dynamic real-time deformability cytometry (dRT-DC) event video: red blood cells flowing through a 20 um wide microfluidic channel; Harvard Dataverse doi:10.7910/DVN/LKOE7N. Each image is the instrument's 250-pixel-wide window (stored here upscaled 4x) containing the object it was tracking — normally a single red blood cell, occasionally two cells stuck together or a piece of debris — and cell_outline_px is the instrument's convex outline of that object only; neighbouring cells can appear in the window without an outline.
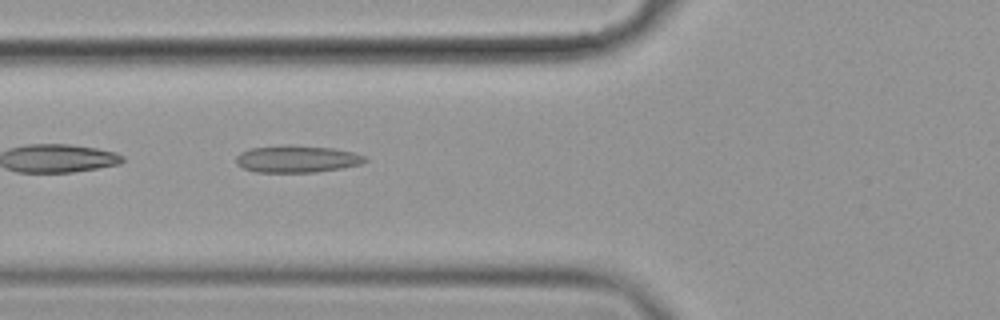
{"species": "common noctule bat (a hibernating species)", "species_latin": "Nyctalus noctula", "temperature_condition": "cold", "stored_images_in_passage": 3, "camera_frame_rate_fps": 3000, "um_per_image_px": 0.085, "animal": {"sex": "female", "body_mass_g": 19.9}, "frame": {"image": 1, "passage_image": 2, "time_ms": 0.333, "image_size_px": [1000, 320], "cell_outline_px": [[368, 160], [360, 164], [340, 168], [316, 172], [256, 172], [244, 168], [236, 164], [236, 156], [240, 152], [248, 148], [284, 144], [292, 144], [336, 148], [368, 156]], "centroid_in_image_um": [25.23, 13.49], "position_along_channel_um": 100.6, "area_um2": 20.75}}